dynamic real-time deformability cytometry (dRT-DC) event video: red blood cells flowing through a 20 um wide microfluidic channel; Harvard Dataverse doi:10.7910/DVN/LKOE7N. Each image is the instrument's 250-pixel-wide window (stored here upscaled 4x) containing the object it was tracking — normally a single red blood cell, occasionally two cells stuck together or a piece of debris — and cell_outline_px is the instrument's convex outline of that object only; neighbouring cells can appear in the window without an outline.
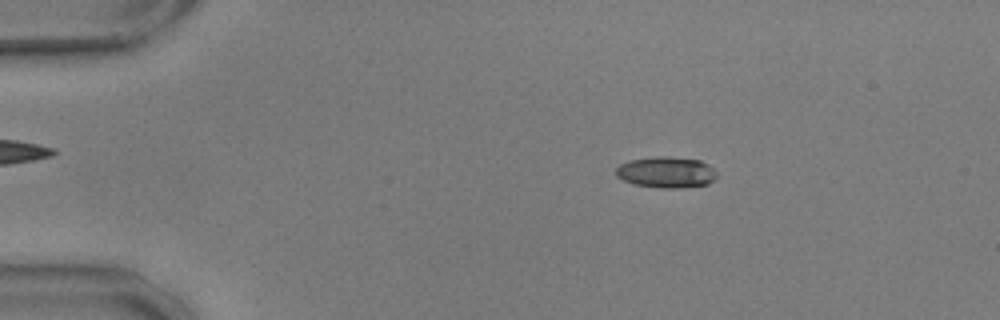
{"species": "common noctule bat (a hibernating species)", "species_latin": "Nyctalus noctula", "temperature_condition": "warm", "stored_images_in_passage": 57, "camera_frame_rate_fps": 3000, "um_per_image_px": 0.085, "animal": {"sex": "male", "body_mass_g": 17.9, "forearm_length_mm": 54.2}, "frame": {"image": 1, "passage_image": 10, "time_ms": 3.0, "image_size_px": [1000, 320], "cell_outline_px": [[716, 176], [708, 184], [680, 188], [660, 188], [636, 184], [624, 180], [616, 176], [616, 168], [620, 164], [628, 160], [660, 156], [668, 156], [700, 160], [708, 164], [716, 172]], "centroid_in_image_um": [56.63, 14.63], "position_along_channel_um": 28.4, "area_um2": 18.21}}
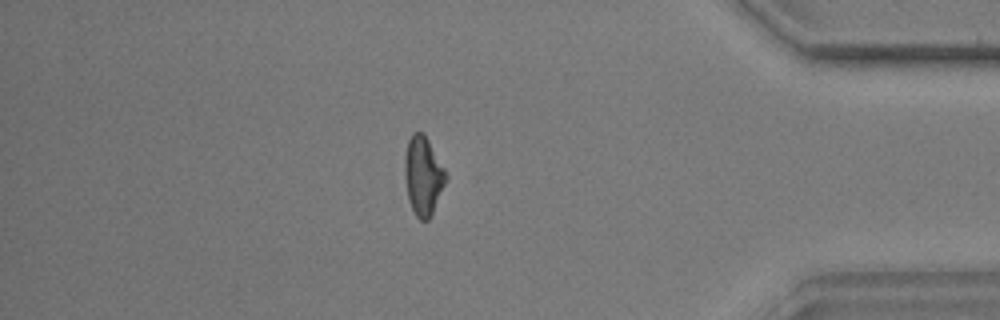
{"frame": {"image": 2, "passage_image": 49, "time_ms": 16.0, "image_size_px": [1000, 320], "cell_outline_px": [[448, 176], [432, 212], [428, 220], [420, 220], [416, 216], [408, 200], [404, 176], [404, 156], [408, 140], [412, 132], [424, 132], [444, 168]], "centroid_in_image_um": [35.94, 14.9], "position_along_channel_um": 399.3, "area_um2": 18.84}}
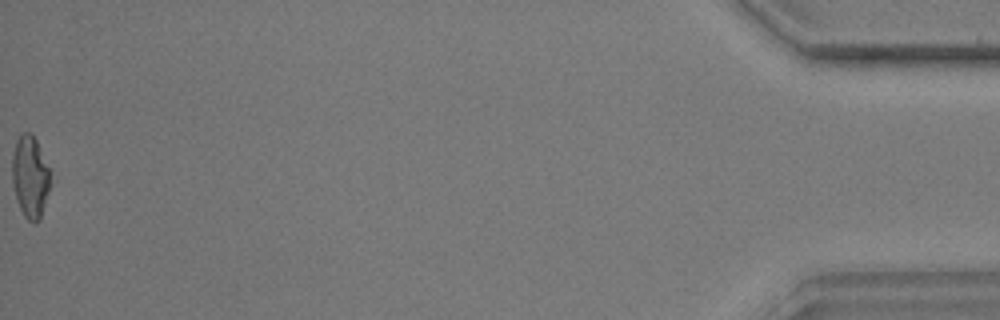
{"frame": {"image": 3, "passage_image": 57, "time_ms": 18.667, "image_size_px": [1000, 320], "cell_outline_px": [[52, 184], [40, 220], [36, 224], [28, 220], [24, 216], [16, 200], [12, 184], [12, 156], [16, 140], [24, 132], [32, 132], [36, 140], [48, 168]], "centroid_in_image_um": [2.56, 15.07], "position_along_channel_um": 432.6, "area_um2": 18.5}, "authors_computed_cell_mechanics": {"area_um2": 18.496, "velocity_mm_per_s": 3.5936, "shape_relaxation_time_tau1_ms": 6.3619, "shape_relaxation_time_tau2_ms": 4.983, "deformation_change_tau1": 0.1586, "deformation_change_tau2": 0.1393}}